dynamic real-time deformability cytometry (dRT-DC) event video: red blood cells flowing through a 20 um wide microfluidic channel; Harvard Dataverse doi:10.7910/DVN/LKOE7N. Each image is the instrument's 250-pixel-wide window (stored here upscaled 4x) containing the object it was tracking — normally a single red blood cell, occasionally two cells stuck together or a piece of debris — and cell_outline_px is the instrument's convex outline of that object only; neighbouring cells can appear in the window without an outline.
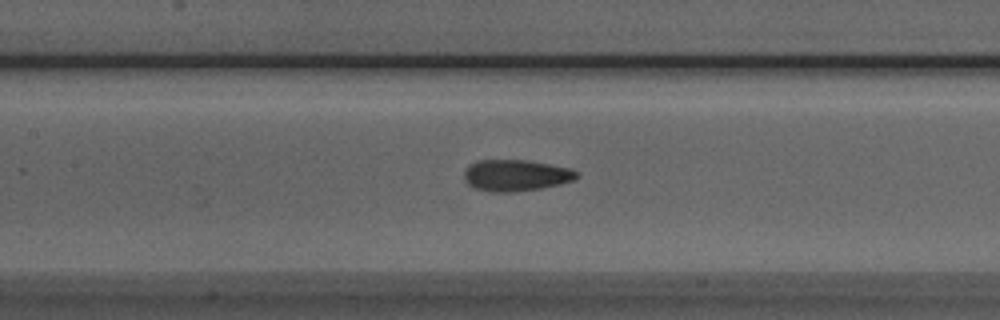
{"species": "Egyptian fruit bat (a non-hibernating species)", "species_latin": "Rousettus aegyptiacus", "temperature_condition": "room temperature", "stored_images_in_passage": 34, "camera_frame_rate_fps": 3000, "um_per_image_px": 0.085, "animal": {"sex": "male"}, "frame": {"image": 1, "passage_image": 8, "time_ms": 2.333, "image_size_px": [1000, 320], "cell_outline_px": [[580, 176], [572, 180], [560, 184], [540, 188], [516, 192], [488, 192], [476, 188], [468, 184], [464, 180], [464, 172], [468, 164], [476, 160], [524, 160], [548, 164], [568, 168], [576, 172]], "centroid_in_image_um": [43.79, 14.91], "position_along_channel_um": 163.6, "area_um2": 20.58}}
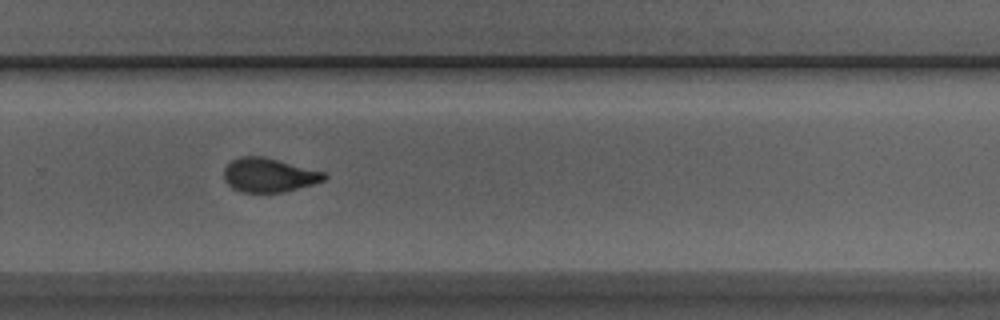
{"frame": {"image": 2, "passage_image": 19, "time_ms": 6.0, "image_size_px": [1000, 320], "cell_outline_px": [[328, 176], [324, 180], [312, 184], [284, 192], [240, 192], [232, 188], [224, 180], [224, 168], [232, 160], [240, 156], [264, 156], [324, 172]], "centroid_in_image_um": [22.83, 14.88], "position_along_channel_um": 307.0, "area_um2": 19.83}}
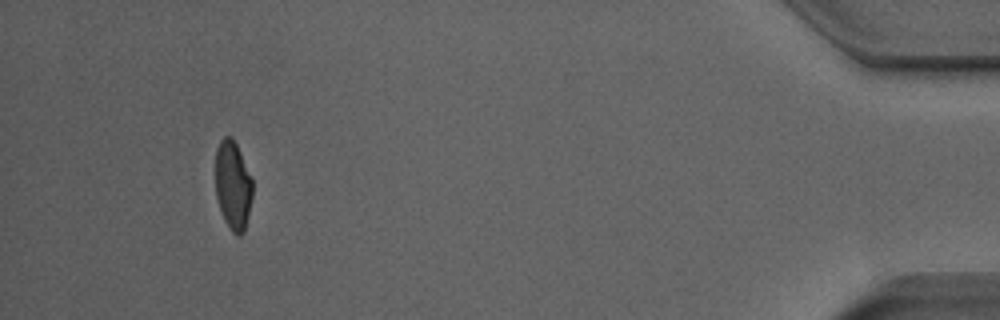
{"frame": {"image": 3, "passage_image": 33, "time_ms": 10.667, "image_size_px": [1000, 320], "cell_outline_px": [[252, 196], [248, 216], [244, 232], [240, 236], [236, 236], [228, 228], [224, 220], [216, 196], [216, 148], [220, 140], [224, 136], [232, 136], [240, 152], [252, 180]], "centroid_in_image_um": [19.79, 15.77], "position_along_channel_um": 415.4, "area_um2": 19.19}}